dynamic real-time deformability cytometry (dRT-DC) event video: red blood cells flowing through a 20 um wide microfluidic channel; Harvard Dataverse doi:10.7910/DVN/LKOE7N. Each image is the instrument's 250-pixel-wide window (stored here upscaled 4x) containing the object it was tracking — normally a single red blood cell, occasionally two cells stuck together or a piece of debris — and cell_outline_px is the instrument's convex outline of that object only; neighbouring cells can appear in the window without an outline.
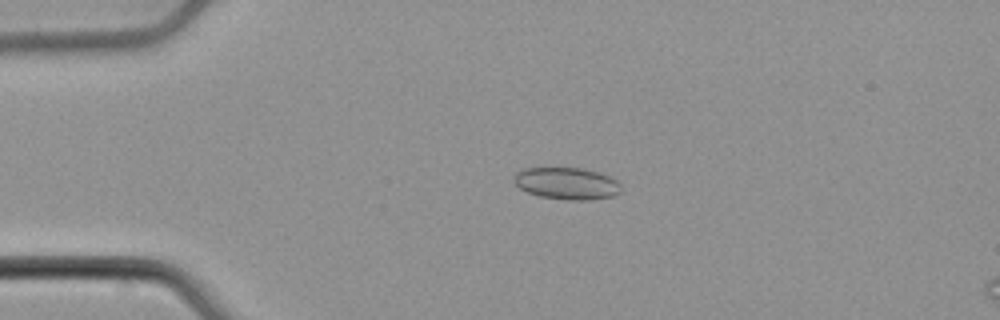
{"species": "common noctule bat (a hibernating species)", "species_latin": "Nyctalus noctula", "temperature_condition": "cold", "stored_images_in_passage": 44, "camera_frame_rate_fps": 3000, "um_per_image_px": 0.085, "animal": {"sex": "male", "body_mass_g": 21.5, "forearm_length_mm": 52.0}, "frame": {"image": 1, "passage_image": 2, "time_ms": 0.333, "image_size_px": [1000, 320], "cell_outline_px": [[620, 192], [612, 196], [588, 200], [568, 200], [540, 196], [528, 192], [520, 188], [512, 180], [516, 172], [524, 168], [584, 168], [600, 172], [616, 180], [620, 184]], "centroid_in_image_um": [48.17, 15.58], "position_along_channel_um": 36.8, "area_um2": 19.94}}
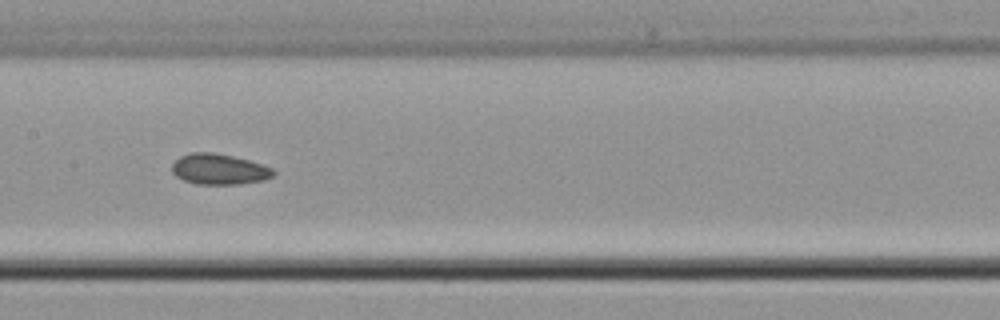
{"frame": {"image": 2, "passage_image": 17, "time_ms": 5.333, "image_size_px": [1000, 320], "cell_outline_px": [[276, 172], [272, 176], [264, 180], [236, 184], [196, 184], [184, 180], [176, 176], [172, 172], [172, 164], [180, 156], [188, 152], [216, 152], [264, 164], [272, 168]], "centroid_in_image_um": [18.62, 14.37], "position_along_channel_um": 188.8, "area_um2": 18.21}}
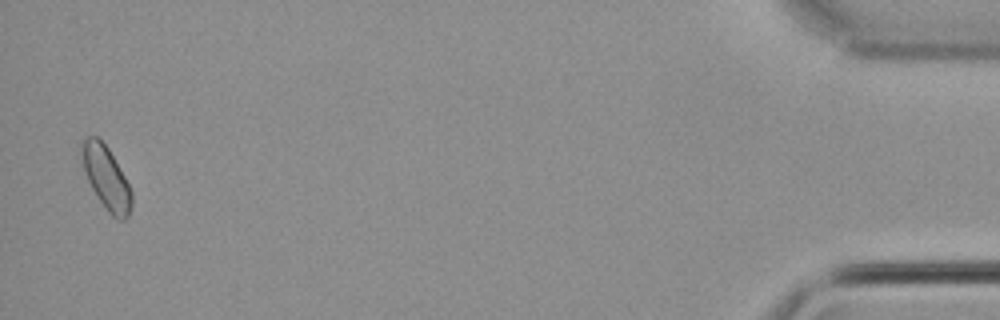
{"frame": {"image": 3, "passage_image": 43, "time_ms": 14.0, "image_size_px": [1000, 320], "cell_outline_px": [[132, 208], [128, 216], [124, 220], [116, 220], [108, 212], [92, 188], [88, 180], [84, 168], [84, 140], [88, 136], [96, 136], [108, 148], [124, 176], [132, 192]], "centroid_in_image_um": [9.1, 15.2], "position_along_channel_um": 426.1, "area_um2": 17.57}, "authors_computed_cell_mechanics": {"area_um2": 17.8602, "velocity_mm_per_s": 3.7915, "shape_relaxation_time_tau1_ms": null, "shape_relaxation_time_tau2_ms": 2.9304, "deformation_change_tau1": null, "deformation_change_tau2": 0.0743}}